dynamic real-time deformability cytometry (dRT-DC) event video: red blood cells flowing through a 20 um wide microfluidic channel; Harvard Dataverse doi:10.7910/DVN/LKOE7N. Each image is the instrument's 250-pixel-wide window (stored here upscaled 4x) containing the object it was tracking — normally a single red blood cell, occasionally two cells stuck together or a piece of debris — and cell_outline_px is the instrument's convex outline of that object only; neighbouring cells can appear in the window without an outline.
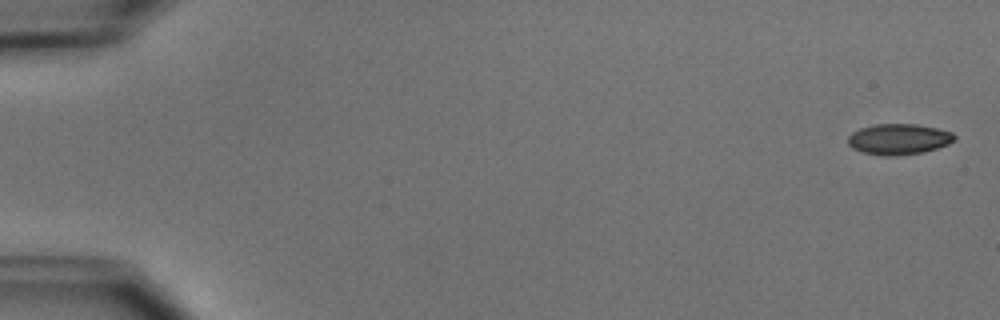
{"species": "common noctule bat (a hibernating species)", "species_latin": "Nyctalus noctula", "temperature_condition": "cold", "stored_images_in_passage": 5, "camera_frame_rate_fps": 3000, "um_per_image_px": 0.085, "animal": {"sex": "male", "body_mass_g": 15.6}, "frame": {"image": 1, "passage_image": 1, "time_ms": 0.0, "image_size_px": [1000, 320], "cell_outline_px": [[956, 136], [948, 144], [924, 152], [896, 156], [884, 156], [860, 152], [852, 148], [848, 144], [848, 136], [852, 132], [860, 128], [876, 124], [916, 124], [936, 128], [952, 132]], "centroid_in_image_um": [76.35, 11.83], "position_along_channel_um": 8.6, "area_um2": 19.13}}
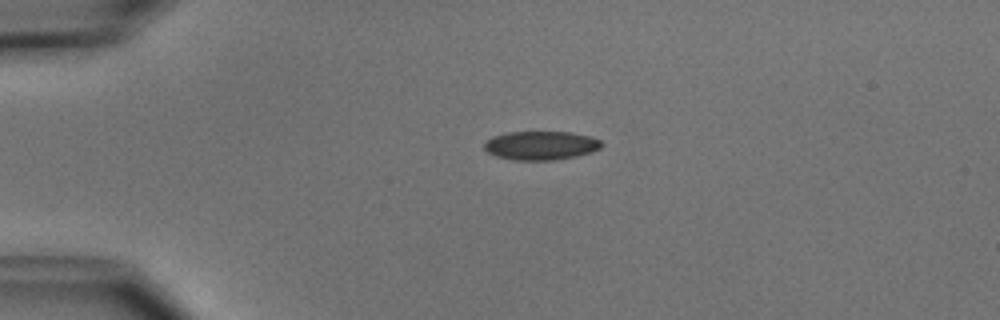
{"frame": {"image": 2, "passage_image": 4, "time_ms": 3.667, "image_size_px": [1000, 320], "cell_outline_px": [[604, 144], [600, 148], [592, 152], [576, 156], [556, 160], [516, 160], [496, 156], [488, 152], [484, 148], [484, 144], [492, 136], [508, 132], [568, 132], [592, 136], [600, 140]], "centroid_in_image_um": [46.01, 12.36], "position_along_channel_um": 39.0, "area_um2": 19.71}}